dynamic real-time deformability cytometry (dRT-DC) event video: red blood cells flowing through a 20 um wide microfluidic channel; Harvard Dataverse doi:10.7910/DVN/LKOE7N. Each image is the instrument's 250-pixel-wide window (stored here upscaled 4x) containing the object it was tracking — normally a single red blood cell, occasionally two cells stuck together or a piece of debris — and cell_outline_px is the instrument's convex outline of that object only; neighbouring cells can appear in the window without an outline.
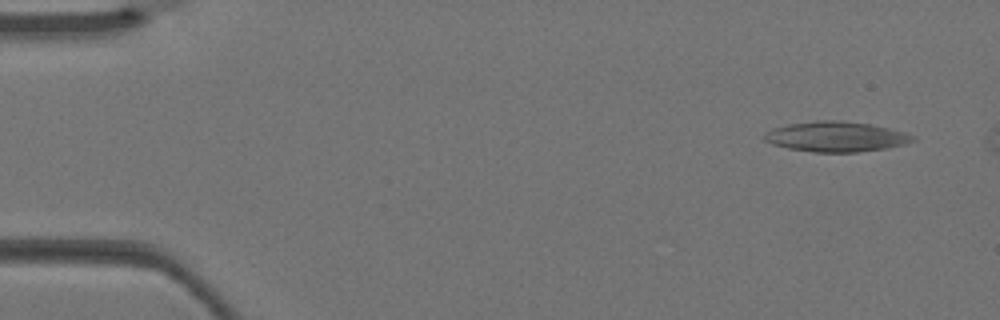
{"species": "Egyptian fruit bat (a non-hibernating species)", "species_latin": "Rousettus aegyptiacus", "temperature_condition": "warm", "stored_images_in_passage": 5, "camera_frame_rate_fps": 3000, "um_per_image_px": 0.085, "animal": {"sex": "female"}, "frame": {"image": 1, "passage_image": 1, "time_ms": 0.0, "image_size_px": [1000, 320], "cell_outline_px": [[916, 140], [904, 144], [884, 148], [856, 152], [812, 152], [788, 148], [772, 144], [764, 140], [764, 136], [772, 128], [788, 124], [816, 120], [840, 120], [868, 124], [888, 128], [904, 132], [916, 136]], "centroid_in_image_um": [71.05, 11.61], "position_along_channel_um": 13.9, "area_um2": 25.95}}